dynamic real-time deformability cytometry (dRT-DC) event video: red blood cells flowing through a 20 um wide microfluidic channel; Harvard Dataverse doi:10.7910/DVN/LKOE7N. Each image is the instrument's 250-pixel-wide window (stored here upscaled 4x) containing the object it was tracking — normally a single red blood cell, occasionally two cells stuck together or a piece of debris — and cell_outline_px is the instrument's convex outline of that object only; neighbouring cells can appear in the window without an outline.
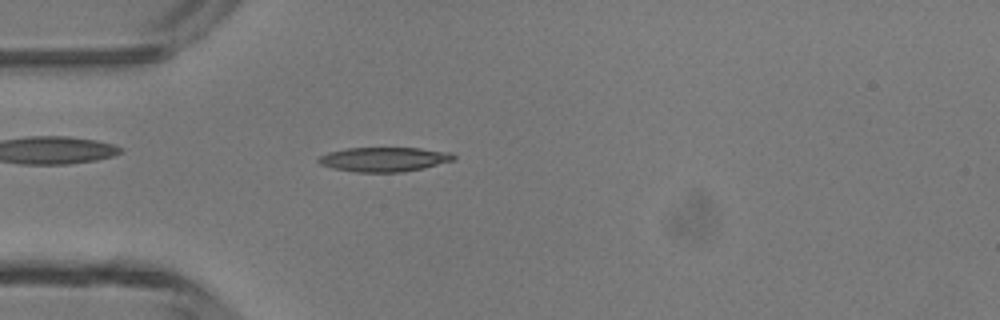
{"species": "common noctule bat (a hibernating species)", "species_latin": "Nyctalus noctula", "temperature_condition": "room temperature", "stored_images_in_passage": 46, "camera_frame_rate_fps": 3000, "um_per_image_px": 0.085, "animal": {"sex": "male", "body_mass_g": 13.3}, "frame": {"image": 1, "passage_image": 13, "time_ms": 4.0, "image_size_px": [1000, 320], "cell_outline_px": [[456, 160], [424, 168], [404, 172], [356, 172], [332, 168], [320, 164], [316, 160], [320, 156], [328, 152], [348, 148], [420, 148], [452, 152], [456, 156]], "centroid_in_image_um": [32.69, 13.54], "position_along_channel_um": 52.3, "area_um2": 19.42}}
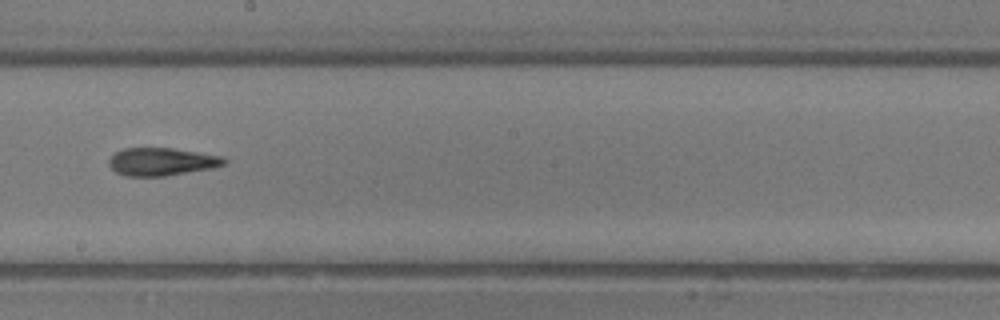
{"frame": {"image": 2, "passage_image": 26, "time_ms": 8.333, "image_size_px": [1000, 320], "cell_outline_px": [[228, 164], [212, 168], [164, 176], [124, 176], [116, 172], [108, 164], [108, 160], [116, 152], [124, 148], [172, 148], [224, 156], [228, 160]], "centroid_in_image_um": [13.78, 13.74], "position_along_channel_um": 234.4, "area_um2": 18.79}}
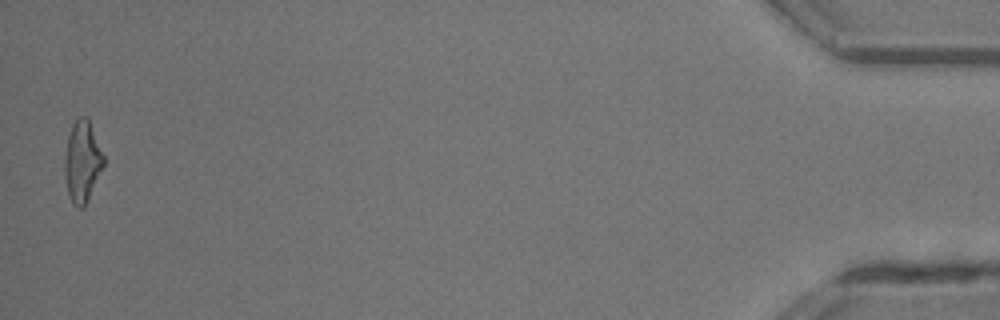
{"frame": {"image": 3, "passage_image": 46, "time_ms": 15.0, "image_size_px": [1000, 320], "cell_outline_px": [[104, 164], [88, 200], [84, 208], [76, 208], [72, 204], [68, 196], [64, 176], [64, 160], [68, 136], [72, 124], [80, 116], [84, 116], [88, 120], [104, 156]], "centroid_in_image_um": [6.97, 13.8], "position_along_channel_um": 428.2, "area_um2": 18.38}, "authors_computed_cell_mechanics": {"area_um2": 18.5538, "velocity_mm_per_s": 4.3851, "shape_relaxation_time_tau1_ms": 4.167, "shape_relaxation_time_tau2_ms": 3.3205, "deformation_change_tau1": 0.1531, "deformation_change_tau2": 0.1442}}